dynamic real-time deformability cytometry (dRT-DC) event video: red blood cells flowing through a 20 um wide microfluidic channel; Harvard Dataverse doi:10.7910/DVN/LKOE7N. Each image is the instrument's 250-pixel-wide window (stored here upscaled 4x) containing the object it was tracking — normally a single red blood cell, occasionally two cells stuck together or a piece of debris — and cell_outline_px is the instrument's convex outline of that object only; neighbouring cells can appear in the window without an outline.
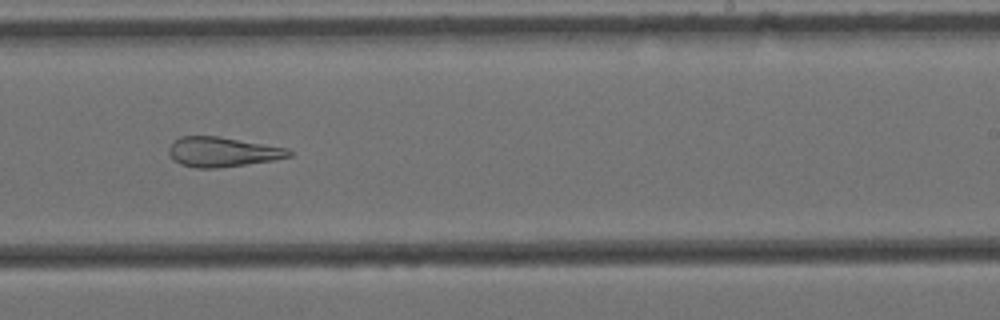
{"species": "Egyptian fruit bat (a non-hibernating species)", "species_latin": "Rousettus aegyptiacus", "temperature_condition": "cold", "stored_images_in_passage": 11, "camera_frame_rate_fps": 3000, "um_per_image_px": 0.085, "animal": {"sex": "female"}, "frame": {"image": 1, "passage_image": 10, "time_ms": 3.0, "image_size_px": [1000, 320], "cell_outline_px": [[292, 156], [276, 160], [216, 168], [196, 168], [180, 164], [172, 160], [168, 152], [168, 148], [180, 136], [216, 136], [288, 148], [292, 152]], "centroid_in_image_um": [18.9, 12.92], "position_along_channel_um": 270.1, "area_um2": 20.81}}